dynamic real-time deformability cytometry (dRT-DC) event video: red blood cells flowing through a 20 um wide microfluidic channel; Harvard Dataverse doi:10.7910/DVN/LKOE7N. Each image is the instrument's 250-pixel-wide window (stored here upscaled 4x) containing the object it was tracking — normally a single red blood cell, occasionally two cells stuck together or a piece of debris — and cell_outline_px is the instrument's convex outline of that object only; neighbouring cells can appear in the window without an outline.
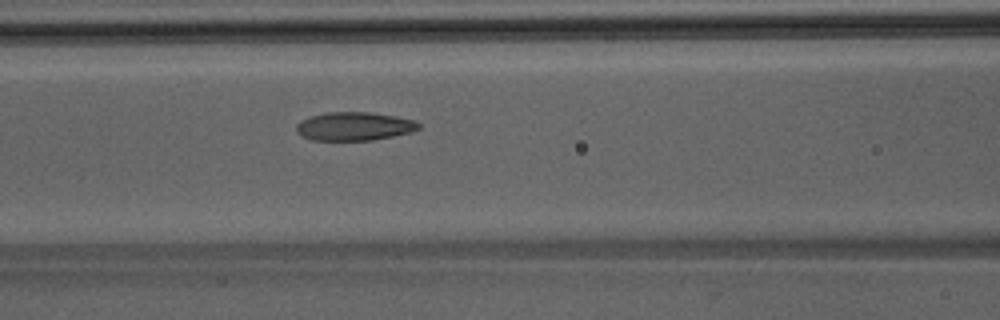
{"species": "Egyptian fruit bat (a non-hibernating species)", "species_latin": "Rousettus aegyptiacus", "temperature_condition": "room temperature", "stored_images_in_passage": 36, "camera_frame_rate_fps": 3000, "um_per_image_px": 0.085, "animal": {"sex": "male"}, "frame": {"image": 1, "passage_image": 13, "time_ms": 4.0, "image_size_px": [1000, 320], "cell_outline_px": [[420, 128], [408, 132], [392, 136], [372, 140], [312, 140], [300, 136], [296, 132], [296, 124], [300, 120], [308, 116], [328, 112], [368, 112], [396, 116], [416, 120], [420, 124]], "centroid_in_image_um": [30.06, 10.73], "position_along_channel_um": 136.5, "area_um2": 20.4}}
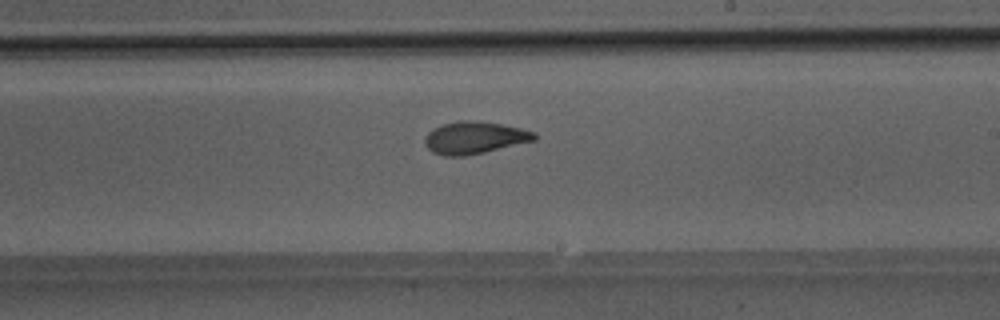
{"frame": {"image": 2, "passage_image": 21, "time_ms": 6.667, "image_size_px": [1000, 320], "cell_outline_px": [[536, 140], [484, 152], [464, 156], [444, 156], [432, 152], [424, 144], [424, 140], [428, 132], [440, 124], [460, 120], [476, 120], [500, 124], [520, 128], [536, 132]], "centroid_in_image_um": [40.31, 11.7], "position_along_channel_um": 248.7, "area_um2": 20.63}}
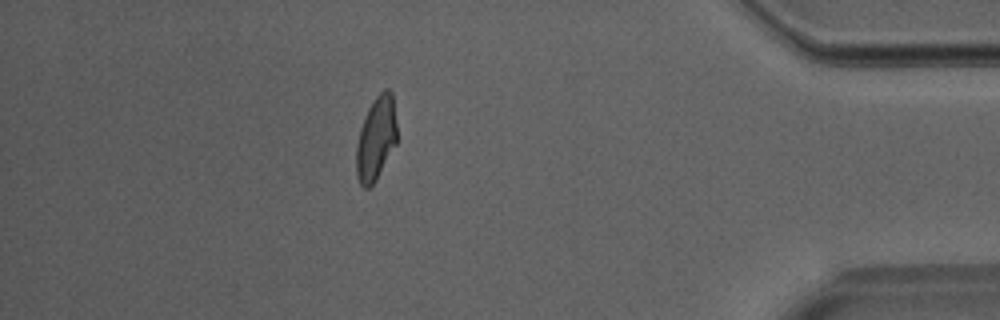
{"frame": {"image": 3, "passage_image": 35, "time_ms": 11.333, "image_size_px": [1000, 320], "cell_outline_px": [[396, 144], [376, 180], [368, 188], [364, 188], [360, 184], [356, 176], [356, 144], [360, 128], [368, 108], [376, 96], [384, 88], [388, 88], [392, 92], [396, 124]], "centroid_in_image_um": [31.95, 11.77], "position_along_channel_um": 403.2, "area_um2": 19.83}}